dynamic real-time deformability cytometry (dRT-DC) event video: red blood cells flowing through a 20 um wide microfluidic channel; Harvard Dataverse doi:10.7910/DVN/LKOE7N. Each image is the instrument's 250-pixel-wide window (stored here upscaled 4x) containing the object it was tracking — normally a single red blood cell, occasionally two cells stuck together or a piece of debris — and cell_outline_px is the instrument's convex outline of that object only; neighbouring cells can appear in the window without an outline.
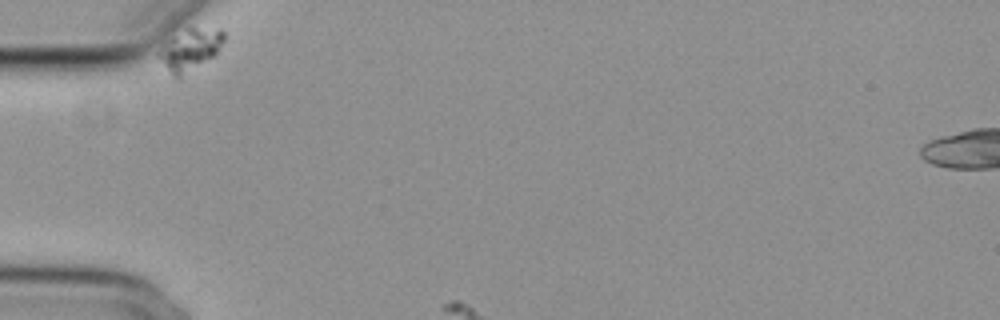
{"species": "common noctule bat (a hibernating species)", "species_latin": "Nyctalus noctula", "temperature_condition": "cold", "stored_images_in_passage": 3, "camera_frame_rate_fps": 3000, "um_per_image_px": 0.085, "animal": {"sex": "female", "body_mass_g": 29.2, "forearm_length_mm": 56.3}, "frame": {"image": 1, "passage_image": 1, "time_ms": 0.0, "image_size_px": [1000, 320], "cell_outline_px": [[224, 40], [216, 56], [180, 80], [172, 80], [156, 56], [156, 52], [168, 40], [188, 24], [220, 28], [224, 32]], "centroid_in_image_um": [16.14, 4.24], "position_along_channel_um": 68.9, "area_um2": 17.46}}